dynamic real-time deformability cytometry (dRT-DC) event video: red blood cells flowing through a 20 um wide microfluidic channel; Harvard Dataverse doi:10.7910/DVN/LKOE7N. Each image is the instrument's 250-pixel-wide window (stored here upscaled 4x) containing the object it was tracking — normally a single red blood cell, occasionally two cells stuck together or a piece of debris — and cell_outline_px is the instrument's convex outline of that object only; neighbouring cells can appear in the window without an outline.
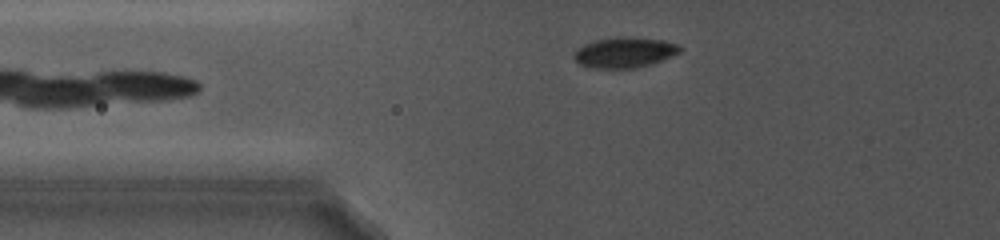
{"species": "common noctule bat (a hibernating species)", "species_latin": "Nyctalus noctula", "temperature_condition": "cold", "stored_images_in_passage": 32, "camera_frame_rate_fps": 5000, "um_per_image_px": 0.085, "animal": {"sex": "female", "body_mass_g": 19.0, "forearm_length_mm": 56.7}, "frame": {"image": 1, "passage_image": 8, "time_ms": 1.6, "image_size_px": [1000, 240], "cell_outline_px": [[684, 48], [680, 52], [672, 56], [652, 64], [636, 68], [592, 68], [580, 64], [572, 56], [576, 48], [592, 40], [616, 36], [636, 36], [664, 40], [680, 44]], "centroid_in_image_um": [53.11, 4.43], "position_along_channel_um": 72.7, "area_um2": 19.42}}
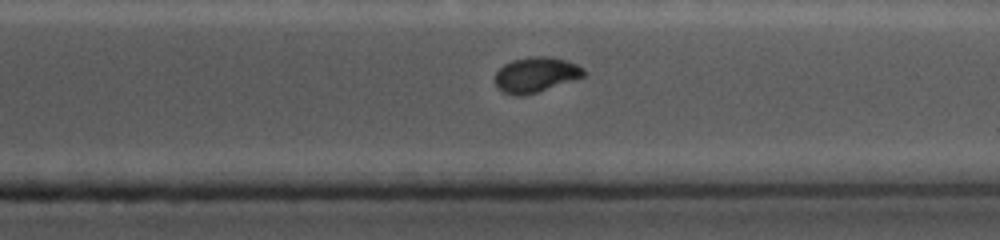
{"frame": {"image": 2, "passage_image": 29, "time_ms": 9.6, "image_size_px": [1000, 240], "cell_outline_px": [[584, 76], [576, 80], [524, 96], [512, 96], [504, 92], [496, 84], [496, 72], [504, 64], [512, 60], [532, 56], [548, 56], [564, 60], [576, 64], [584, 68]], "centroid_in_image_um": [45.56, 6.36], "position_along_channel_um": 365.8, "area_um2": 18.15}}
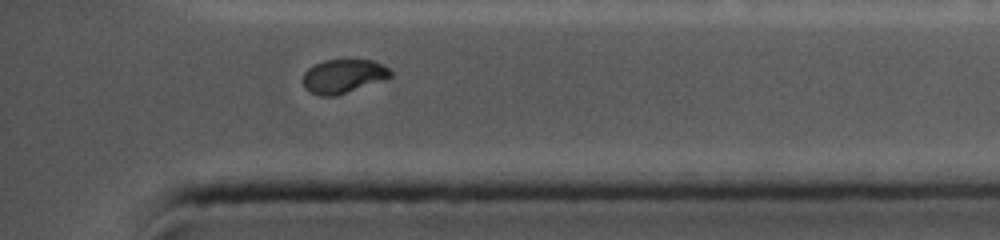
{"frame": {"image": 3, "passage_image": 31, "time_ms": 10.6, "image_size_px": [1000, 240], "cell_outline_px": [[392, 76], [336, 96], [320, 96], [304, 88], [304, 72], [308, 68], [324, 60], [372, 60], [388, 68], [392, 72]], "centroid_in_image_um": [29.15, 6.47], "position_along_channel_um": 406.0, "area_um2": 16.88}, "authors_computed_cell_mechanics": {"area_um2": 19.2185, "velocity_mm_per_s": 3.9111, "shape_relaxation_time_tau1_ms": 6.1236, "shape_relaxation_time_tau2_ms": null, "deformation_change_tau1": 0.134, "deformation_change_tau2": null}}